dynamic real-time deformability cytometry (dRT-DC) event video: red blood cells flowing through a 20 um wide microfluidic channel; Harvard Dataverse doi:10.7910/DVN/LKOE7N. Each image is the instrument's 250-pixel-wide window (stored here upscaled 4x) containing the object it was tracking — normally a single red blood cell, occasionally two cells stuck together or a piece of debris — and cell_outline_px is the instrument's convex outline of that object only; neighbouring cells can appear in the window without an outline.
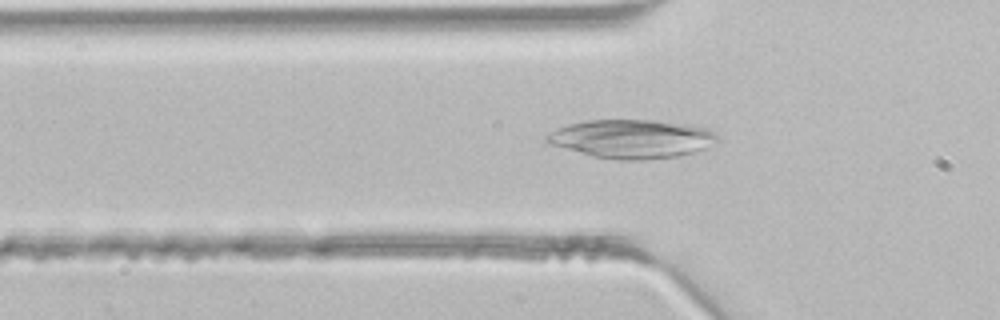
{"species": "common noctule bat (a hibernating species)", "species_latin": "Nyctalus noctula", "temperature_condition": "room temperature", "stored_images_in_passage": 5, "camera_frame_rate_fps": 3000, "um_per_image_px": 0.085, "animal": {"sex": "male", "body_mass_g": 21.5, "forearm_length_mm": 52.0}, "frame": {"image": 1, "passage_image": 5, "time_ms": 1.333, "image_size_px": [1000, 320], "cell_outline_px": [[720, 140], [704, 148], [692, 152], [676, 156], [644, 160], [620, 160], [592, 156], [552, 144], [544, 136], [556, 128], [568, 124], [588, 120], [652, 120], [684, 124], [704, 128], [716, 132]], "centroid_in_image_um": [53.71, 11.8], "position_along_channel_um": 72.1, "area_um2": 38.03}}